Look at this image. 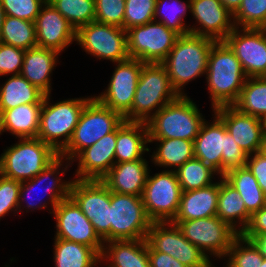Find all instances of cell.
I'll use <instances>...</instances> for the list:
<instances>
[{"instance_id": "4dcf8cb0", "label": "cell", "mask_w": 266, "mask_h": 267, "mask_svg": "<svg viewBox=\"0 0 266 267\" xmlns=\"http://www.w3.org/2000/svg\"><path fill=\"white\" fill-rule=\"evenodd\" d=\"M45 93L22 75H12L0 87V114L25 104H42Z\"/></svg>"}, {"instance_id": "74e56055", "label": "cell", "mask_w": 266, "mask_h": 267, "mask_svg": "<svg viewBox=\"0 0 266 267\" xmlns=\"http://www.w3.org/2000/svg\"><path fill=\"white\" fill-rule=\"evenodd\" d=\"M157 0L154 20L163 23L167 28L172 29L179 35L190 33V27L183 22L187 9L191 10V2H181V0ZM172 2V3H171ZM171 3V4H170ZM157 18L159 20H157ZM161 18V19H160Z\"/></svg>"}, {"instance_id": "4fadbf2b", "label": "cell", "mask_w": 266, "mask_h": 267, "mask_svg": "<svg viewBox=\"0 0 266 267\" xmlns=\"http://www.w3.org/2000/svg\"><path fill=\"white\" fill-rule=\"evenodd\" d=\"M76 42L87 54L98 59L114 63L129 59L127 31L117 26L90 22L76 31Z\"/></svg>"}, {"instance_id": "816d5d0a", "label": "cell", "mask_w": 266, "mask_h": 267, "mask_svg": "<svg viewBox=\"0 0 266 267\" xmlns=\"http://www.w3.org/2000/svg\"><path fill=\"white\" fill-rule=\"evenodd\" d=\"M247 240H250L259 250L263 258L266 259V234L248 237Z\"/></svg>"}, {"instance_id": "ab89813d", "label": "cell", "mask_w": 266, "mask_h": 267, "mask_svg": "<svg viewBox=\"0 0 266 267\" xmlns=\"http://www.w3.org/2000/svg\"><path fill=\"white\" fill-rule=\"evenodd\" d=\"M226 257H229L226 267H260L263 261L256 246L240 234L233 240Z\"/></svg>"}, {"instance_id": "7dc6e473", "label": "cell", "mask_w": 266, "mask_h": 267, "mask_svg": "<svg viewBox=\"0 0 266 267\" xmlns=\"http://www.w3.org/2000/svg\"><path fill=\"white\" fill-rule=\"evenodd\" d=\"M247 157L248 155L236 144L226 129L225 154H222V176L232 169L245 167Z\"/></svg>"}, {"instance_id": "9a60e30c", "label": "cell", "mask_w": 266, "mask_h": 267, "mask_svg": "<svg viewBox=\"0 0 266 267\" xmlns=\"http://www.w3.org/2000/svg\"><path fill=\"white\" fill-rule=\"evenodd\" d=\"M50 213L54 214L56 220L55 238L87 245L101 256L104 241L71 197L60 201Z\"/></svg>"}, {"instance_id": "e575fe53", "label": "cell", "mask_w": 266, "mask_h": 267, "mask_svg": "<svg viewBox=\"0 0 266 267\" xmlns=\"http://www.w3.org/2000/svg\"><path fill=\"white\" fill-rule=\"evenodd\" d=\"M239 112L262 119L266 116V77L247 78L238 100L232 105Z\"/></svg>"}, {"instance_id": "603a6c76", "label": "cell", "mask_w": 266, "mask_h": 267, "mask_svg": "<svg viewBox=\"0 0 266 267\" xmlns=\"http://www.w3.org/2000/svg\"><path fill=\"white\" fill-rule=\"evenodd\" d=\"M215 120L204 121L194 139V157L210 166L222 177V154H225L226 126L214 113Z\"/></svg>"}, {"instance_id": "7a4b0ae2", "label": "cell", "mask_w": 266, "mask_h": 267, "mask_svg": "<svg viewBox=\"0 0 266 267\" xmlns=\"http://www.w3.org/2000/svg\"><path fill=\"white\" fill-rule=\"evenodd\" d=\"M214 39L194 34L180 35L161 64L179 96L185 84L206 73L208 56Z\"/></svg>"}, {"instance_id": "cb8c5ba5", "label": "cell", "mask_w": 266, "mask_h": 267, "mask_svg": "<svg viewBox=\"0 0 266 267\" xmlns=\"http://www.w3.org/2000/svg\"><path fill=\"white\" fill-rule=\"evenodd\" d=\"M146 159L114 164L101 179L111 192L142 196L149 172Z\"/></svg>"}, {"instance_id": "7402d4cb", "label": "cell", "mask_w": 266, "mask_h": 267, "mask_svg": "<svg viewBox=\"0 0 266 267\" xmlns=\"http://www.w3.org/2000/svg\"><path fill=\"white\" fill-rule=\"evenodd\" d=\"M117 128L94 145L86 147L72 161L78 160L76 179L101 180L115 164Z\"/></svg>"}, {"instance_id": "d6986e66", "label": "cell", "mask_w": 266, "mask_h": 267, "mask_svg": "<svg viewBox=\"0 0 266 267\" xmlns=\"http://www.w3.org/2000/svg\"><path fill=\"white\" fill-rule=\"evenodd\" d=\"M194 19L200 27H190V34L223 41L235 28L233 14L220 0H190Z\"/></svg>"}, {"instance_id": "8d00e7d4", "label": "cell", "mask_w": 266, "mask_h": 267, "mask_svg": "<svg viewBox=\"0 0 266 267\" xmlns=\"http://www.w3.org/2000/svg\"><path fill=\"white\" fill-rule=\"evenodd\" d=\"M175 172L182 191H192L209 186L214 183L212 180L214 174L218 175L210 166L195 157L186 161Z\"/></svg>"}, {"instance_id": "8992f818", "label": "cell", "mask_w": 266, "mask_h": 267, "mask_svg": "<svg viewBox=\"0 0 266 267\" xmlns=\"http://www.w3.org/2000/svg\"><path fill=\"white\" fill-rule=\"evenodd\" d=\"M59 154L49 145L35 138H20L0 156V174L16 181L34 178L52 163Z\"/></svg>"}, {"instance_id": "f35d334b", "label": "cell", "mask_w": 266, "mask_h": 267, "mask_svg": "<svg viewBox=\"0 0 266 267\" xmlns=\"http://www.w3.org/2000/svg\"><path fill=\"white\" fill-rule=\"evenodd\" d=\"M77 31L95 20V0H47Z\"/></svg>"}, {"instance_id": "1f68e13d", "label": "cell", "mask_w": 266, "mask_h": 267, "mask_svg": "<svg viewBox=\"0 0 266 267\" xmlns=\"http://www.w3.org/2000/svg\"><path fill=\"white\" fill-rule=\"evenodd\" d=\"M222 177L239 192L250 215L266 205V194L246 166L232 169Z\"/></svg>"}, {"instance_id": "f907efd6", "label": "cell", "mask_w": 266, "mask_h": 267, "mask_svg": "<svg viewBox=\"0 0 266 267\" xmlns=\"http://www.w3.org/2000/svg\"><path fill=\"white\" fill-rule=\"evenodd\" d=\"M150 267H186L174 257L160 251H148Z\"/></svg>"}, {"instance_id": "c3c4849f", "label": "cell", "mask_w": 266, "mask_h": 267, "mask_svg": "<svg viewBox=\"0 0 266 267\" xmlns=\"http://www.w3.org/2000/svg\"><path fill=\"white\" fill-rule=\"evenodd\" d=\"M245 166L251 171L259 186L266 194V156L260 151L250 154L247 157Z\"/></svg>"}, {"instance_id": "e0dca14e", "label": "cell", "mask_w": 266, "mask_h": 267, "mask_svg": "<svg viewBox=\"0 0 266 267\" xmlns=\"http://www.w3.org/2000/svg\"><path fill=\"white\" fill-rule=\"evenodd\" d=\"M145 62L129 58L117 62L107 89L94 96L101 104L124 116L131 108L141 69Z\"/></svg>"}, {"instance_id": "6da1fadb", "label": "cell", "mask_w": 266, "mask_h": 267, "mask_svg": "<svg viewBox=\"0 0 266 267\" xmlns=\"http://www.w3.org/2000/svg\"><path fill=\"white\" fill-rule=\"evenodd\" d=\"M206 76L212 109L232 106L247 79L240 61L224 41H216L212 45Z\"/></svg>"}, {"instance_id": "d6a6232c", "label": "cell", "mask_w": 266, "mask_h": 267, "mask_svg": "<svg viewBox=\"0 0 266 267\" xmlns=\"http://www.w3.org/2000/svg\"><path fill=\"white\" fill-rule=\"evenodd\" d=\"M55 267H95L100 264V255L91 247L68 241L54 239Z\"/></svg>"}, {"instance_id": "2e32d148", "label": "cell", "mask_w": 266, "mask_h": 267, "mask_svg": "<svg viewBox=\"0 0 266 267\" xmlns=\"http://www.w3.org/2000/svg\"><path fill=\"white\" fill-rule=\"evenodd\" d=\"M223 41L235 53L247 78L266 77L265 28L235 27Z\"/></svg>"}, {"instance_id": "52a82bcc", "label": "cell", "mask_w": 266, "mask_h": 267, "mask_svg": "<svg viewBox=\"0 0 266 267\" xmlns=\"http://www.w3.org/2000/svg\"><path fill=\"white\" fill-rule=\"evenodd\" d=\"M123 121L124 117L119 112L104 106L93 97L85 105L70 142L59 155L73 161L82 150L113 132Z\"/></svg>"}, {"instance_id": "7c38bea8", "label": "cell", "mask_w": 266, "mask_h": 267, "mask_svg": "<svg viewBox=\"0 0 266 267\" xmlns=\"http://www.w3.org/2000/svg\"><path fill=\"white\" fill-rule=\"evenodd\" d=\"M176 225L183 236L208 258V254L219 259L226 257L233 240L239 235L218 216L180 221Z\"/></svg>"}, {"instance_id": "d590c367", "label": "cell", "mask_w": 266, "mask_h": 267, "mask_svg": "<svg viewBox=\"0 0 266 267\" xmlns=\"http://www.w3.org/2000/svg\"><path fill=\"white\" fill-rule=\"evenodd\" d=\"M0 42L24 50L37 47L35 22L5 16Z\"/></svg>"}, {"instance_id": "8fae6325", "label": "cell", "mask_w": 266, "mask_h": 267, "mask_svg": "<svg viewBox=\"0 0 266 267\" xmlns=\"http://www.w3.org/2000/svg\"><path fill=\"white\" fill-rule=\"evenodd\" d=\"M180 35L159 21L127 30L129 58L145 63H161L174 47Z\"/></svg>"}, {"instance_id": "f5cc1de1", "label": "cell", "mask_w": 266, "mask_h": 267, "mask_svg": "<svg viewBox=\"0 0 266 267\" xmlns=\"http://www.w3.org/2000/svg\"><path fill=\"white\" fill-rule=\"evenodd\" d=\"M225 8L234 14L240 7L242 0H220Z\"/></svg>"}, {"instance_id": "4316f807", "label": "cell", "mask_w": 266, "mask_h": 267, "mask_svg": "<svg viewBox=\"0 0 266 267\" xmlns=\"http://www.w3.org/2000/svg\"><path fill=\"white\" fill-rule=\"evenodd\" d=\"M56 50L35 47L25 50L20 75L45 94H51L50 74L58 61Z\"/></svg>"}, {"instance_id": "680465c9", "label": "cell", "mask_w": 266, "mask_h": 267, "mask_svg": "<svg viewBox=\"0 0 266 267\" xmlns=\"http://www.w3.org/2000/svg\"><path fill=\"white\" fill-rule=\"evenodd\" d=\"M207 267H215L214 265H212V263H210Z\"/></svg>"}, {"instance_id": "484cf974", "label": "cell", "mask_w": 266, "mask_h": 267, "mask_svg": "<svg viewBox=\"0 0 266 267\" xmlns=\"http://www.w3.org/2000/svg\"><path fill=\"white\" fill-rule=\"evenodd\" d=\"M148 143L146 122L124 120L117 127L115 164L143 159L145 152H150Z\"/></svg>"}, {"instance_id": "7bdbcfd3", "label": "cell", "mask_w": 266, "mask_h": 267, "mask_svg": "<svg viewBox=\"0 0 266 267\" xmlns=\"http://www.w3.org/2000/svg\"><path fill=\"white\" fill-rule=\"evenodd\" d=\"M125 0H95V20L98 23L124 29Z\"/></svg>"}, {"instance_id": "9f6ffc18", "label": "cell", "mask_w": 266, "mask_h": 267, "mask_svg": "<svg viewBox=\"0 0 266 267\" xmlns=\"http://www.w3.org/2000/svg\"><path fill=\"white\" fill-rule=\"evenodd\" d=\"M262 126H263L264 135H266V116L262 118Z\"/></svg>"}, {"instance_id": "ba28073f", "label": "cell", "mask_w": 266, "mask_h": 267, "mask_svg": "<svg viewBox=\"0 0 266 267\" xmlns=\"http://www.w3.org/2000/svg\"><path fill=\"white\" fill-rule=\"evenodd\" d=\"M182 188L174 170H164L150 176L148 173L142 199L152 222H172L177 215Z\"/></svg>"}, {"instance_id": "681fc988", "label": "cell", "mask_w": 266, "mask_h": 267, "mask_svg": "<svg viewBox=\"0 0 266 267\" xmlns=\"http://www.w3.org/2000/svg\"><path fill=\"white\" fill-rule=\"evenodd\" d=\"M261 234H266V205L251 215L248 225L240 233L244 239Z\"/></svg>"}, {"instance_id": "f6af8a7d", "label": "cell", "mask_w": 266, "mask_h": 267, "mask_svg": "<svg viewBox=\"0 0 266 267\" xmlns=\"http://www.w3.org/2000/svg\"><path fill=\"white\" fill-rule=\"evenodd\" d=\"M20 186V181L3 177L0 174V219L8 212L18 213Z\"/></svg>"}, {"instance_id": "f1b7e54d", "label": "cell", "mask_w": 266, "mask_h": 267, "mask_svg": "<svg viewBox=\"0 0 266 267\" xmlns=\"http://www.w3.org/2000/svg\"><path fill=\"white\" fill-rule=\"evenodd\" d=\"M42 104H25L0 114V134L10 132L16 138H35L39 132Z\"/></svg>"}, {"instance_id": "5bb4252c", "label": "cell", "mask_w": 266, "mask_h": 267, "mask_svg": "<svg viewBox=\"0 0 266 267\" xmlns=\"http://www.w3.org/2000/svg\"><path fill=\"white\" fill-rule=\"evenodd\" d=\"M148 251L166 253L186 267H207L211 261L188 241L172 222H152L146 237Z\"/></svg>"}, {"instance_id": "b9f144b4", "label": "cell", "mask_w": 266, "mask_h": 267, "mask_svg": "<svg viewBox=\"0 0 266 267\" xmlns=\"http://www.w3.org/2000/svg\"><path fill=\"white\" fill-rule=\"evenodd\" d=\"M157 0H125L124 29L144 25L154 20Z\"/></svg>"}, {"instance_id": "bcb514c9", "label": "cell", "mask_w": 266, "mask_h": 267, "mask_svg": "<svg viewBox=\"0 0 266 267\" xmlns=\"http://www.w3.org/2000/svg\"><path fill=\"white\" fill-rule=\"evenodd\" d=\"M25 50L0 42V76L19 75ZM14 73V74H13Z\"/></svg>"}, {"instance_id": "ffe728a7", "label": "cell", "mask_w": 266, "mask_h": 267, "mask_svg": "<svg viewBox=\"0 0 266 267\" xmlns=\"http://www.w3.org/2000/svg\"><path fill=\"white\" fill-rule=\"evenodd\" d=\"M212 110L223 121L228 133L247 155L261 150L264 137L262 119L243 114L233 106H220Z\"/></svg>"}, {"instance_id": "44dd1931", "label": "cell", "mask_w": 266, "mask_h": 267, "mask_svg": "<svg viewBox=\"0 0 266 267\" xmlns=\"http://www.w3.org/2000/svg\"><path fill=\"white\" fill-rule=\"evenodd\" d=\"M37 47L61 53L76 41V31L48 2L42 6L35 20Z\"/></svg>"}, {"instance_id": "3957f363", "label": "cell", "mask_w": 266, "mask_h": 267, "mask_svg": "<svg viewBox=\"0 0 266 267\" xmlns=\"http://www.w3.org/2000/svg\"><path fill=\"white\" fill-rule=\"evenodd\" d=\"M178 97L166 68L161 63H145L140 72L132 108L123 116L124 120L147 122Z\"/></svg>"}, {"instance_id": "836d02e7", "label": "cell", "mask_w": 266, "mask_h": 267, "mask_svg": "<svg viewBox=\"0 0 266 267\" xmlns=\"http://www.w3.org/2000/svg\"><path fill=\"white\" fill-rule=\"evenodd\" d=\"M149 143L157 142L159 145L153 152L152 161L155 166L174 167L176 171L186 161L194 157V142L184 139H148Z\"/></svg>"}, {"instance_id": "30bf717a", "label": "cell", "mask_w": 266, "mask_h": 267, "mask_svg": "<svg viewBox=\"0 0 266 267\" xmlns=\"http://www.w3.org/2000/svg\"><path fill=\"white\" fill-rule=\"evenodd\" d=\"M111 241L146 239L152 221L142 196L111 192Z\"/></svg>"}, {"instance_id": "f546056e", "label": "cell", "mask_w": 266, "mask_h": 267, "mask_svg": "<svg viewBox=\"0 0 266 267\" xmlns=\"http://www.w3.org/2000/svg\"><path fill=\"white\" fill-rule=\"evenodd\" d=\"M219 181L220 188L216 216L240 234L248 225L251 215L247 212L239 192L223 177L220 176Z\"/></svg>"}, {"instance_id": "db71d44e", "label": "cell", "mask_w": 266, "mask_h": 267, "mask_svg": "<svg viewBox=\"0 0 266 267\" xmlns=\"http://www.w3.org/2000/svg\"><path fill=\"white\" fill-rule=\"evenodd\" d=\"M5 16L6 15H5L4 9H3L1 2H0V35L2 32V26H3Z\"/></svg>"}, {"instance_id": "83f0119b", "label": "cell", "mask_w": 266, "mask_h": 267, "mask_svg": "<svg viewBox=\"0 0 266 267\" xmlns=\"http://www.w3.org/2000/svg\"><path fill=\"white\" fill-rule=\"evenodd\" d=\"M101 261H109L108 267H150L146 239L114 240L104 242ZM109 244V245H108Z\"/></svg>"}, {"instance_id": "9c48e42d", "label": "cell", "mask_w": 266, "mask_h": 267, "mask_svg": "<svg viewBox=\"0 0 266 267\" xmlns=\"http://www.w3.org/2000/svg\"><path fill=\"white\" fill-rule=\"evenodd\" d=\"M70 197L90 220L96 233L104 241H111V191L101 180H73Z\"/></svg>"}, {"instance_id": "60d3db41", "label": "cell", "mask_w": 266, "mask_h": 267, "mask_svg": "<svg viewBox=\"0 0 266 267\" xmlns=\"http://www.w3.org/2000/svg\"><path fill=\"white\" fill-rule=\"evenodd\" d=\"M233 19L235 27L266 29V0H242Z\"/></svg>"}, {"instance_id": "6f0895ef", "label": "cell", "mask_w": 266, "mask_h": 267, "mask_svg": "<svg viewBox=\"0 0 266 267\" xmlns=\"http://www.w3.org/2000/svg\"><path fill=\"white\" fill-rule=\"evenodd\" d=\"M260 267H266V259L265 258H263V261H262Z\"/></svg>"}, {"instance_id": "11a10c76", "label": "cell", "mask_w": 266, "mask_h": 267, "mask_svg": "<svg viewBox=\"0 0 266 267\" xmlns=\"http://www.w3.org/2000/svg\"><path fill=\"white\" fill-rule=\"evenodd\" d=\"M260 152L266 156V135H264V137H263V142H262Z\"/></svg>"}, {"instance_id": "ac0fdd59", "label": "cell", "mask_w": 266, "mask_h": 267, "mask_svg": "<svg viewBox=\"0 0 266 267\" xmlns=\"http://www.w3.org/2000/svg\"><path fill=\"white\" fill-rule=\"evenodd\" d=\"M63 160H66V159H64V157L59 155L52 163H50L43 171H41L39 174H37L34 178L21 182L20 192H19V204H18V206H19L18 210L20 213L22 210L21 206H23V204L21 205V203L23 201H25L27 203L26 207L30 210L31 209L35 210L37 208L45 209L47 207V205L51 203V207H52L51 210L53 211L54 208L58 205V203L60 201L70 197V187H71L73 180H70V181L68 180L66 182L65 181L63 182L61 180L62 177H57V175L60 176V174H62V173L64 174V172L68 170L67 169L68 167H71L70 162H72V161H69V160H66L67 163H69V164L65 163L66 166L62 167L64 165V164H62V163H64ZM61 167L64 169H61ZM60 170H62V172H60ZM49 178H50V180H49ZM47 179L50 182H48V185L45 188L44 192H45V194H48L49 197H47V198H49L48 200L50 203L48 201H47V203H46V201H44V203H42V201H41L42 198L41 199L39 198L40 200H38L36 198L37 202L41 201L39 203H34L33 200L30 202L31 198L29 200L26 199L27 201L24 199V198L28 197L29 191L32 194L34 189L40 188L41 185L39 186V184L45 182ZM35 202H36V200H35Z\"/></svg>"}, {"instance_id": "277c9868", "label": "cell", "mask_w": 266, "mask_h": 267, "mask_svg": "<svg viewBox=\"0 0 266 267\" xmlns=\"http://www.w3.org/2000/svg\"><path fill=\"white\" fill-rule=\"evenodd\" d=\"M205 120L193 100L188 96H179L146 122L148 139L194 141Z\"/></svg>"}, {"instance_id": "d4e9b609", "label": "cell", "mask_w": 266, "mask_h": 267, "mask_svg": "<svg viewBox=\"0 0 266 267\" xmlns=\"http://www.w3.org/2000/svg\"><path fill=\"white\" fill-rule=\"evenodd\" d=\"M219 188L218 181L200 189L183 191L172 223L176 225L180 221L216 216Z\"/></svg>"}, {"instance_id": "5b68a950", "label": "cell", "mask_w": 266, "mask_h": 267, "mask_svg": "<svg viewBox=\"0 0 266 267\" xmlns=\"http://www.w3.org/2000/svg\"><path fill=\"white\" fill-rule=\"evenodd\" d=\"M49 97L50 94H46L43 99L37 137L60 154L70 142L85 105L94 96L63 100L51 105Z\"/></svg>"}, {"instance_id": "ee69618b", "label": "cell", "mask_w": 266, "mask_h": 267, "mask_svg": "<svg viewBox=\"0 0 266 267\" xmlns=\"http://www.w3.org/2000/svg\"><path fill=\"white\" fill-rule=\"evenodd\" d=\"M47 0H0L6 16L35 22Z\"/></svg>"}]
</instances>
